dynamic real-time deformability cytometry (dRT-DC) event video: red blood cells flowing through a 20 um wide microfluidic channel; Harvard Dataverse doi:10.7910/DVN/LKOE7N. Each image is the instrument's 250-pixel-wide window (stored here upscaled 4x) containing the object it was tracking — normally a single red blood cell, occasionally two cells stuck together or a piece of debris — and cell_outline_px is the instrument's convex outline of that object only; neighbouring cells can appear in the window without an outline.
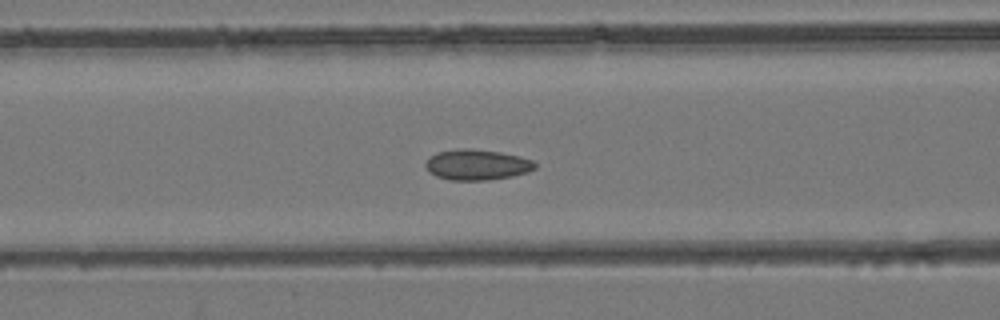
{"species": "common noctule bat (a hibernating species)", "species_latin": "Nyctalus noctula", "temperature_condition": "room temperature", "stored_images_in_passage": 49, "camera_frame_rate_fps": 3000, "um_per_image_px": 0.085, "animal": {"sex": "female", "body_mass_g": 24.6, "forearm_length_mm": 56.2}, "frame": {"image": 1, "passage_image": 21, "time_ms": 6.667, "image_size_px": [1000, 320], "cell_outline_px": [[536, 168], [528, 172], [512, 176], [488, 180], [448, 180], [436, 176], [428, 172], [424, 164], [436, 152], [460, 148], [468, 148], [500, 152], [520, 156], [532, 160], [536, 164]], "centroid_in_image_um": [40.54, 14.0], "position_along_channel_um": 126.1, "area_um2": 19.59}}
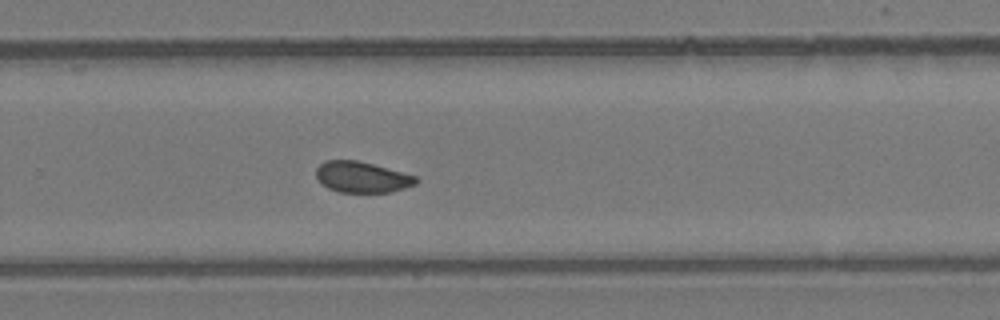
{"frame": {"image": 2, "passage_image": 33, "time_ms": 10.667, "image_size_px": [1000, 320], "cell_outline_px": [[420, 180], [416, 184], [404, 188], [388, 192], [340, 192], [328, 188], [316, 176], [316, 168], [324, 160], [356, 160], [372, 164], [416, 176]], "centroid_in_image_um": [30.77, 15.05], "position_along_channel_um": 299.0, "area_um2": 17.8}}
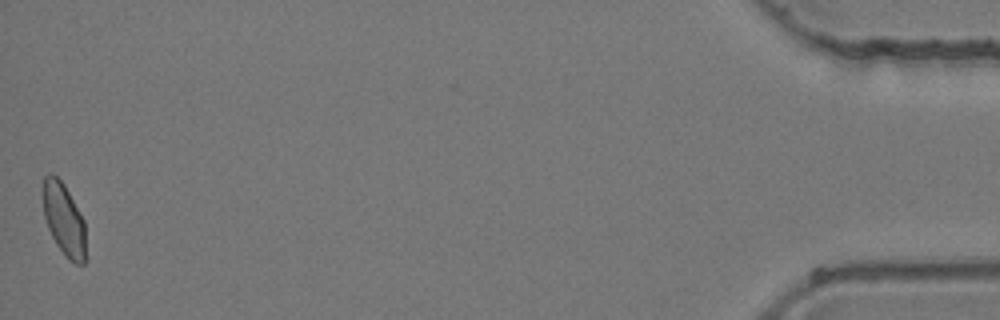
{"frame": {"image": 3, "passage_image": 49, "time_ms": 16.0, "image_size_px": [1000, 320], "cell_outline_px": [[84, 264], [76, 264], [68, 260], [64, 256], [56, 244], [48, 228], [44, 216], [44, 176], [48, 172], [52, 172], [64, 184], [84, 220]], "centroid_in_image_um": [5.42, 18.65], "position_along_channel_um": 429.8, "area_um2": 17.74}}